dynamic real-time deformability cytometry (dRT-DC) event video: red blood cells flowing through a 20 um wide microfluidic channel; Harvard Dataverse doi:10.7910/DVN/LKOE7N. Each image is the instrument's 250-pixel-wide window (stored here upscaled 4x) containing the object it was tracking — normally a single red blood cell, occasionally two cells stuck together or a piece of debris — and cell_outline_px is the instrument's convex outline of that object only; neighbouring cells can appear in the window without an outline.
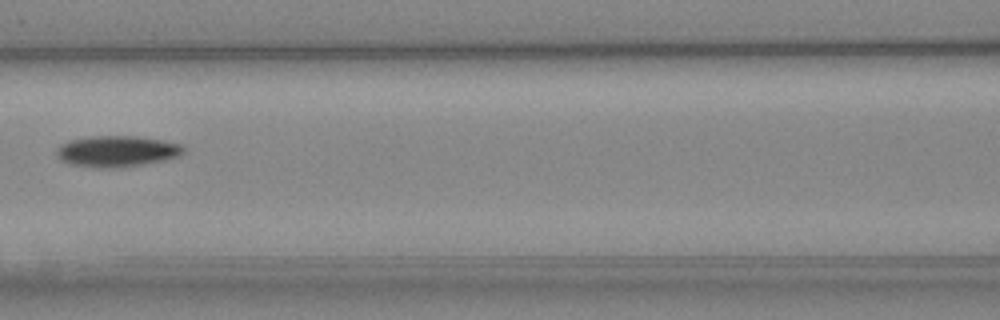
{"species": "Egyptian fruit bat (a non-hibernating species)", "species_latin": "Rousettus aegyptiacus", "temperature_condition": "cold", "stored_images_in_passage": 3, "camera_frame_rate_fps": 3000, "um_per_image_px": 0.085, "animal": {"sex": "female"}, "frame": {"image": 1, "passage_image": 3, "time_ms": 2.333, "image_size_px": [1000, 320], "cell_outline_px": [[184, 152], [176, 156], [164, 160], [116, 168], [92, 168], [72, 164], [60, 160], [56, 156], [56, 148], [60, 144], [68, 140], [92, 136], [136, 136], [160, 140], [180, 144], [184, 148]], "centroid_in_image_um": [9.85, 12.86], "position_along_channel_um": 156.7, "area_um2": 22.95}}